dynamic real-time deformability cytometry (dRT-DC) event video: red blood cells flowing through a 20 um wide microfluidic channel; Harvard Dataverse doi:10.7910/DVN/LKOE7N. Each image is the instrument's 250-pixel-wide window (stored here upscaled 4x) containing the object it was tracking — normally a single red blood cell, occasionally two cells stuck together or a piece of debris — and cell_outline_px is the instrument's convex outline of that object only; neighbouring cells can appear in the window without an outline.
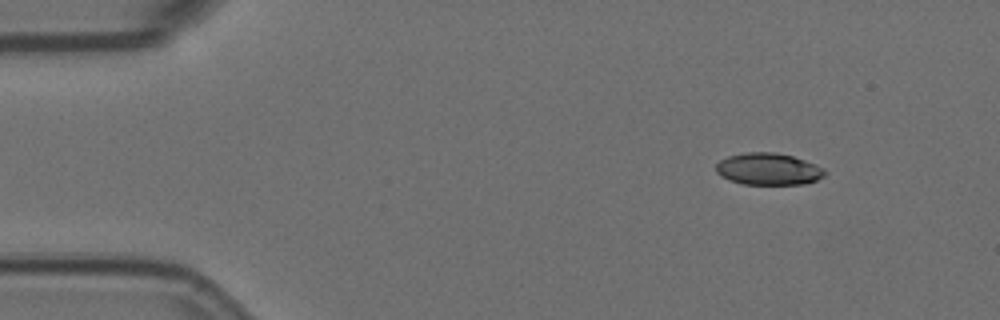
{"species": "Egyptian fruit bat (a non-hibernating species)", "species_latin": "Rousettus aegyptiacus", "temperature_condition": "room temperature", "stored_images_in_passage": 51, "camera_frame_rate_fps": 3000, "um_per_image_px": 0.085, "animal": {"sex": "female"}, "frame": {"image": 1, "passage_image": 1, "time_ms": 0.0, "image_size_px": [1000, 320], "cell_outline_px": [[828, 172], [824, 176], [816, 180], [804, 184], [744, 184], [728, 180], [720, 176], [716, 172], [716, 164], [720, 160], [728, 156], [744, 152], [772, 152], [792, 156], [804, 160]], "centroid_in_image_um": [65.26, 14.37], "position_along_channel_um": 19.7, "area_um2": 20.11}}
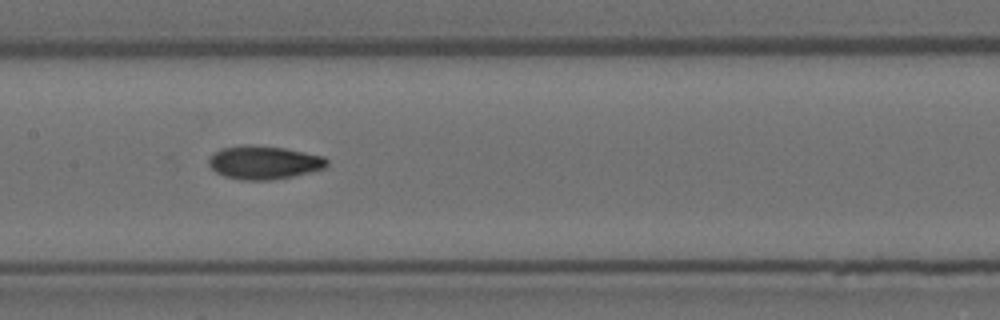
{"frame": {"image": 2, "passage_image": 22, "time_ms": 7.0, "image_size_px": [1000, 320], "cell_outline_px": [[328, 164], [324, 168], [292, 176], [272, 180], [240, 180], [224, 176], [216, 172], [208, 164], [208, 160], [220, 148], [248, 144], [252, 144], [284, 148], [324, 156], [328, 160]], "centroid_in_image_um": [22.42, 13.81], "position_along_channel_um": 185.0, "area_um2": 22.95}}
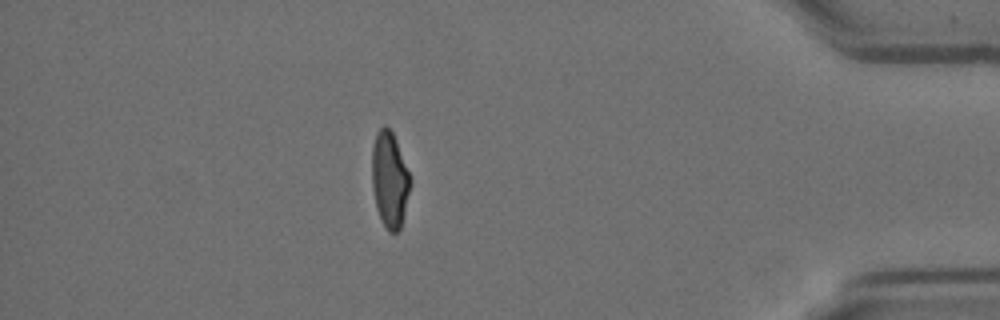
{"frame": {"image": 3, "passage_image": 44, "time_ms": 14.333, "image_size_px": [1000, 320], "cell_outline_px": [[412, 184], [400, 228], [396, 232], [388, 232], [376, 208], [372, 188], [372, 148], [376, 132], [384, 124], [392, 132], [396, 140], [412, 180]], "centroid_in_image_um": [33.12, 15.25], "position_along_channel_um": 402.1, "area_um2": 21.44}, "authors_computed_cell_mechanics": {"area_um2": 22.1374, "velocity_mm_per_s": 3.5741, "shape_relaxation_time_tau1_ms": 9.9073, "shape_relaxation_time_tau2_ms": 2.2055, "deformation_change_tau1": 0.2366, "deformation_change_tau2": 0.0684}}